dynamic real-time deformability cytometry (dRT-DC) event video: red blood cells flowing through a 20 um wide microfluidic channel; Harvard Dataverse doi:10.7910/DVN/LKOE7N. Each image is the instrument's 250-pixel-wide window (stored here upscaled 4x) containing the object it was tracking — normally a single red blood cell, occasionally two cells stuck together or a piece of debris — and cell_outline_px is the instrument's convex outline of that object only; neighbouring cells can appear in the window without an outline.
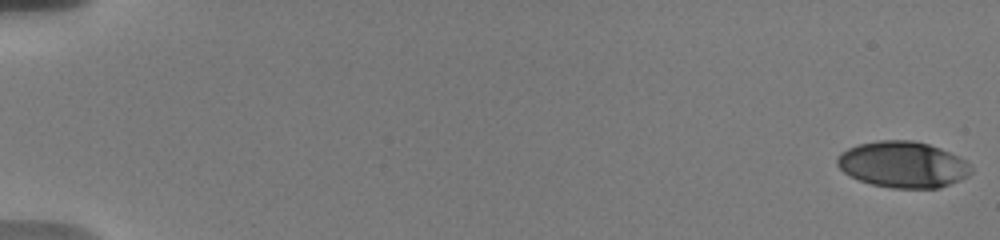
{"species": "human", "species_latin": "Homo sapiens", "temperature_condition": "warm", "stored_images_in_passage": 32, "camera_frame_rate_fps": 3000, "um_per_image_px": 0.085, "donor": {"sex": "male"}, "frame": {"image": 1, "passage_image": 1, "time_ms": 0.0, "image_size_px": [1000, 240], "cell_outline_px": [[972, 172], [968, 176], [960, 180], [940, 188], [892, 188], [872, 184], [860, 180], [844, 172], [836, 164], [836, 156], [840, 152], [856, 144], [876, 140], [912, 140], [928, 144], [940, 148], [964, 160], [972, 168]], "centroid_in_image_um": [76.71, 13.98], "position_along_channel_um": 8.3, "area_um2": 36.07}}
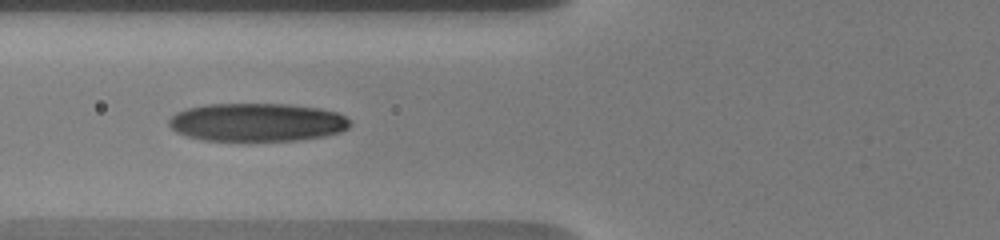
{"frame": {"image": 2, "passage_image": 26, "time_ms": 7.667, "image_size_px": [1000, 240], "cell_outline_px": [[352, 124], [348, 128], [340, 132], [324, 136], [296, 140], [204, 140], [188, 136], [176, 132], [168, 124], [168, 120], [176, 112], [188, 108], [204, 104], [288, 104], [320, 108], [336, 112], [344, 116]], "centroid_in_image_um": [21.84, 10.38], "position_along_channel_um": 104.0, "area_um2": 40.23}}
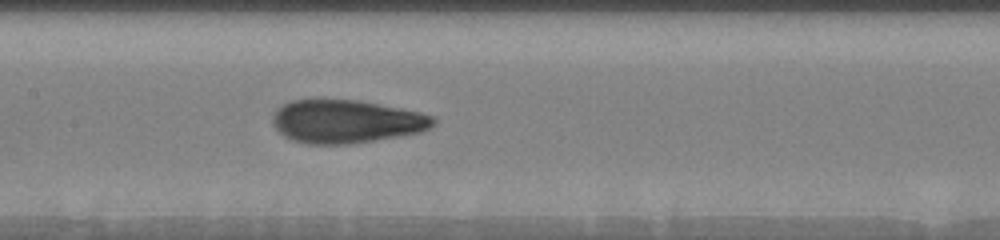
{"frame": {"image": 3, "passage_image": 32, "time_ms": 9.667, "image_size_px": [1000, 240], "cell_outline_px": [[436, 124], [424, 132], [400, 136], [348, 144], [308, 144], [292, 140], [284, 136], [272, 124], [272, 116], [276, 108], [292, 100], [316, 96], [360, 100], [420, 112], [436, 116]], "centroid_in_image_um": [29.41, 10.28], "position_along_channel_um": 178.0, "area_um2": 41.67}}